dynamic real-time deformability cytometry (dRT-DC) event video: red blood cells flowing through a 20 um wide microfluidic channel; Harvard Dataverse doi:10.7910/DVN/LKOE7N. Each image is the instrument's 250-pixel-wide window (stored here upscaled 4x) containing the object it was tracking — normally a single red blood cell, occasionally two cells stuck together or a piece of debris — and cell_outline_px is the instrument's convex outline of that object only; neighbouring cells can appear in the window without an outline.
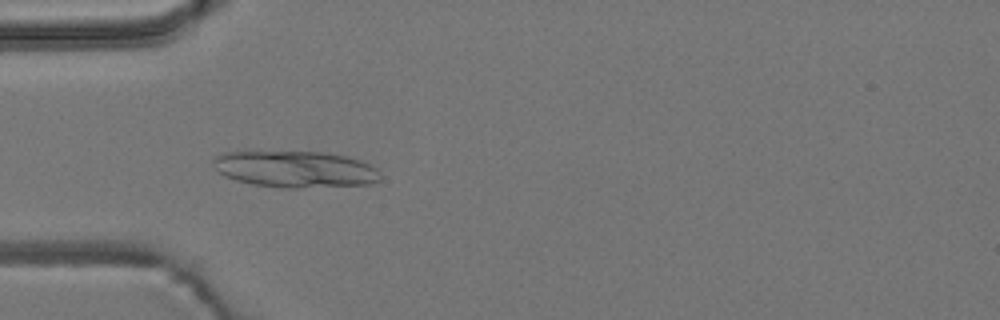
{"species": "common noctule bat (a hibernating species)", "species_latin": "Nyctalus noctula", "temperature_condition": "room temperature", "stored_images_in_passage": 49, "camera_frame_rate_fps": 3000, "um_per_image_px": 0.085, "animal": {"sex": "male", "body_mass_g": 19.2, "forearm_length_mm": 51.8}, "frame": {"image": 1, "passage_image": 12, "time_ms": 3.667, "image_size_px": [1000, 320], "cell_outline_px": [[380, 180], [372, 184], [300, 188], [280, 188], [252, 184], [236, 180], [224, 176], [212, 164], [212, 160], [216, 156], [224, 152], [248, 148], [324, 152], [344, 156], [360, 160], [376, 168], [380, 176]], "centroid_in_image_um": [24.99, 14.33], "position_along_channel_um": 60.0, "area_um2": 36.99}}
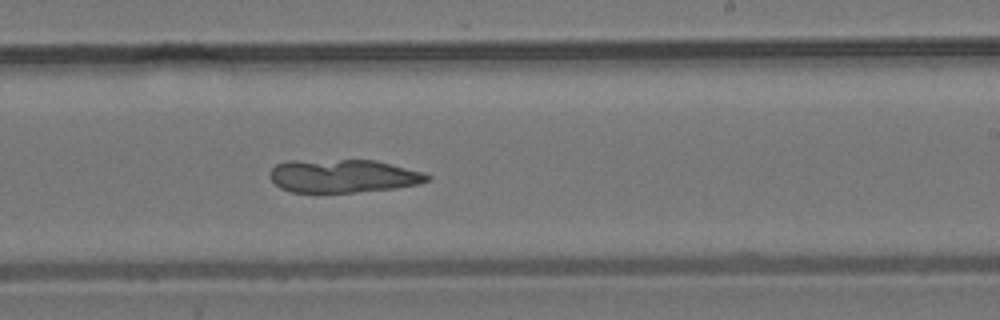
{"frame": {"image": 2, "passage_image": 28, "time_ms": 9.0, "image_size_px": [1000, 320], "cell_outline_px": [[432, 180], [420, 184], [396, 188], [352, 192], [292, 192], [280, 188], [268, 176], [272, 168], [276, 164], [288, 160], [376, 160], [424, 172], [432, 176]], "centroid_in_image_um": [29.2, 14.95], "position_along_channel_um": 259.8, "area_um2": 30.75}}
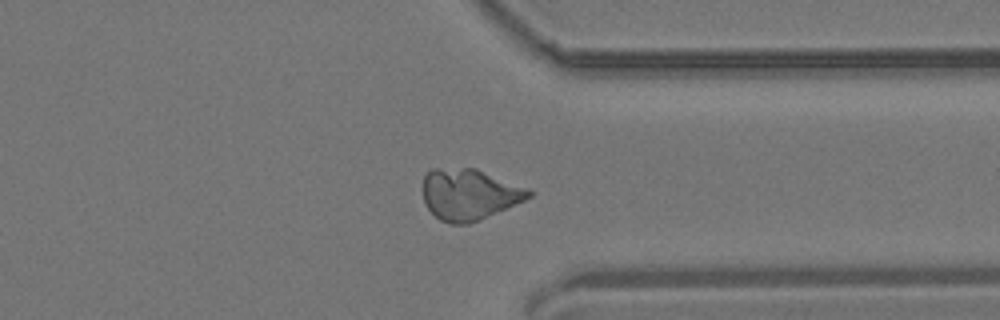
{"frame": {"image": 3, "passage_image": 37, "time_ms": 12.0, "image_size_px": [1000, 320], "cell_outline_px": [[532, 196], [524, 200], [468, 224], [452, 224], [440, 220], [424, 204], [424, 176], [432, 168], [476, 168], [528, 188], [532, 192]], "centroid_in_image_um": [39.87, 16.51], "position_along_channel_um": 371.5, "area_um2": 31.15}}